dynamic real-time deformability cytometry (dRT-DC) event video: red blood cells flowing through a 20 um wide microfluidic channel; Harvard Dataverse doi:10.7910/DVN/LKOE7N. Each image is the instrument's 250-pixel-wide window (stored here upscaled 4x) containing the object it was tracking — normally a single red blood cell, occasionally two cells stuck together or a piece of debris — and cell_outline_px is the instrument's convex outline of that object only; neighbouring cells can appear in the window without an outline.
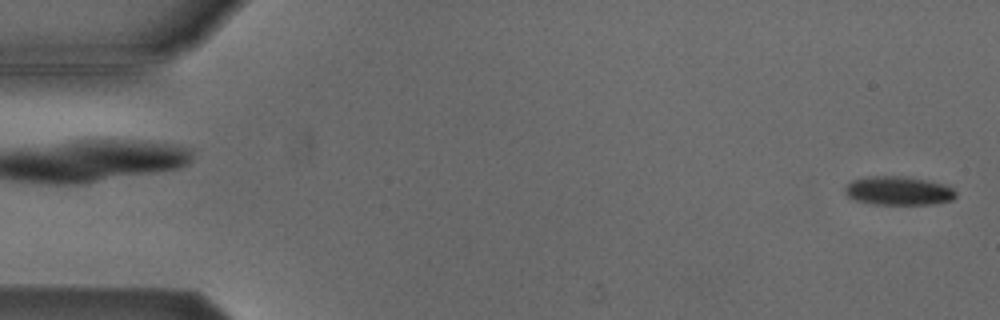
{"species": "Egyptian fruit bat (a non-hibernating species)", "species_latin": "Rousettus aegyptiacus", "temperature_condition": "cold", "stored_images_in_passage": 53, "camera_frame_rate_fps": 3000, "um_per_image_px": 0.085, "animal": {"sex": "male"}, "frame": {"image": 1, "passage_image": 1, "time_ms": 0.0, "image_size_px": [1000, 320], "cell_outline_px": [[956, 196], [952, 200], [932, 204], [872, 204], [856, 200], [848, 196], [844, 192], [844, 188], [852, 180], [868, 176], [904, 176], [928, 180], [948, 184], [956, 192]], "centroid_in_image_um": [76.39, 16.2], "position_along_channel_um": 8.6, "area_um2": 18.73}}
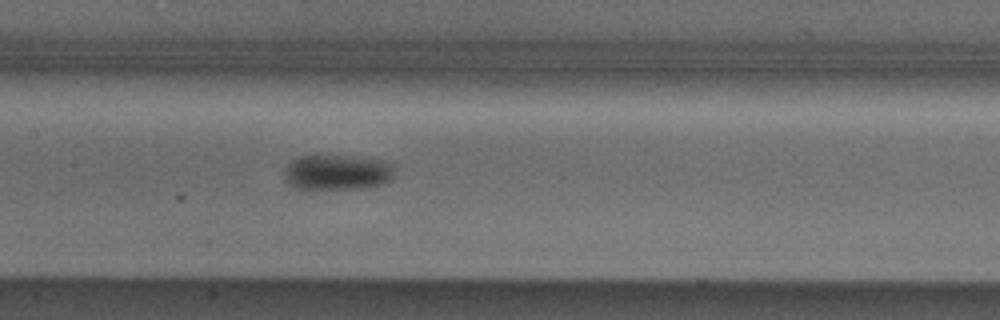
{"frame": {"image": 2, "passage_image": 25, "time_ms": 8.0, "image_size_px": [1000, 320], "cell_outline_px": [[396, 168], [392, 180], [384, 184], [368, 188], [308, 192], [304, 192], [288, 184], [284, 180], [284, 168], [296, 156], [348, 156], [384, 160], [396, 164]], "centroid_in_image_um": [28.66, 14.71], "position_along_channel_um": 178.7, "area_um2": 24.16}}
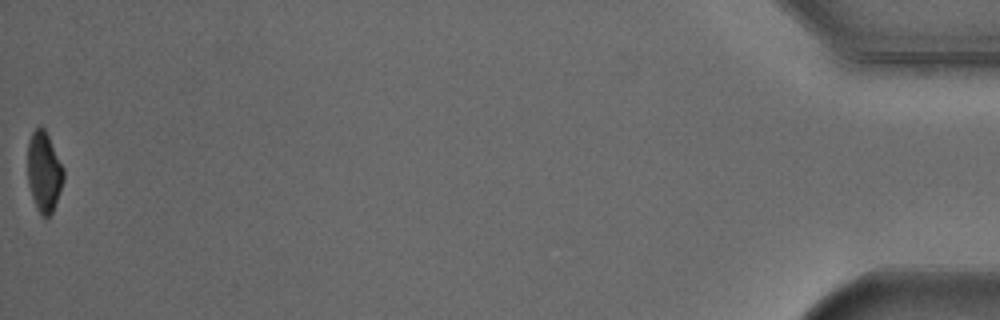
{"frame": {"image": 3, "passage_image": 53, "time_ms": 17.333, "image_size_px": [1000, 320], "cell_outline_px": [[64, 180], [52, 212], [48, 216], [44, 216], [40, 212], [32, 196], [28, 184], [28, 140], [32, 132], [36, 128], [44, 128], [64, 168]], "centroid_in_image_um": [3.74, 14.57], "position_along_channel_um": 431.5, "area_um2": 16.42}, "authors_computed_cell_mechanics": {"area_um2": 20.1722, "velocity_mm_per_s": 3.8327, "shape_relaxation_time_tau1_ms": 2.095, "shape_relaxation_time_tau2_ms": null, "deformation_change_tau1": 0.087, "deformation_change_tau2": null}}